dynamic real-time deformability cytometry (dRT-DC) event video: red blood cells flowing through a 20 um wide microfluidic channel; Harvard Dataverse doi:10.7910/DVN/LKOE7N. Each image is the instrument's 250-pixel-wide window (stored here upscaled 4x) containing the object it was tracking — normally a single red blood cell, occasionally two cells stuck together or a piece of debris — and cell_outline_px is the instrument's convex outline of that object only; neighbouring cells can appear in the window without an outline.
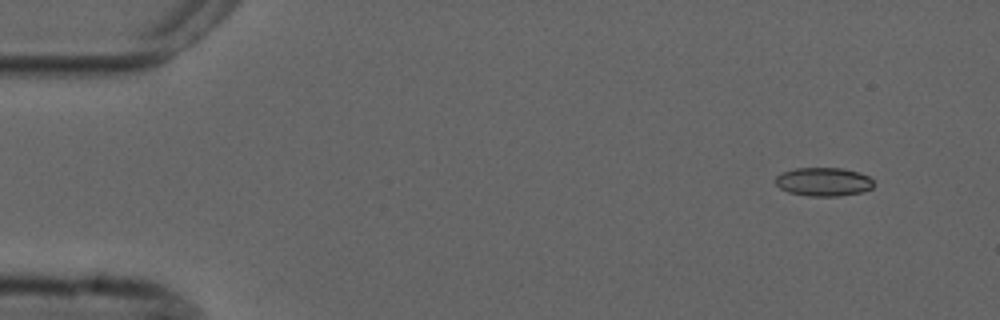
{"species": "common noctule bat (a hibernating species)", "species_latin": "Nyctalus noctula", "temperature_condition": "cold", "stored_images_in_passage": 4, "camera_frame_rate_fps": 3000, "um_per_image_px": 0.085, "animal": {"sex": "male", "forearm_length_mm": 52.5}, "frame": {"image": 1, "passage_image": 1, "time_ms": 0.0, "image_size_px": [1000, 320], "cell_outline_px": [[876, 184], [872, 188], [860, 192], [840, 196], [808, 196], [788, 192], [780, 188], [776, 184], [776, 176], [780, 172], [796, 168], [840, 168], [860, 172], [868, 176]], "centroid_in_image_um": [70.0, 15.45], "position_along_channel_um": 15.0, "area_um2": 16.47}}
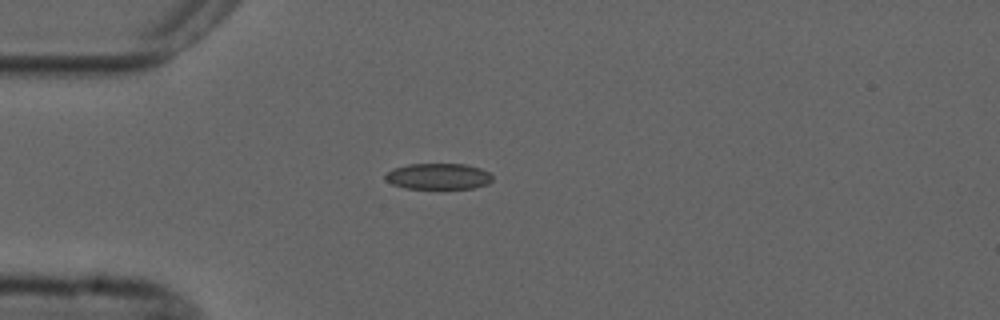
{"frame": {"image": 2, "passage_image": 4, "time_ms": 3.333, "image_size_px": [1000, 320], "cell_outline_px": [[492, 180], [488, 184], [472, 188], [440, 192], [404, 188], [392, 184], [384, 180], [384, 176], [392, 168], [408, 164], [464, 164], [480, 168], [488, 172], [492, 176]], "centroid_in_image_um": [37.23, 15.05], "position_along_channel_um": 47.8, "area_um2": 17.22}}